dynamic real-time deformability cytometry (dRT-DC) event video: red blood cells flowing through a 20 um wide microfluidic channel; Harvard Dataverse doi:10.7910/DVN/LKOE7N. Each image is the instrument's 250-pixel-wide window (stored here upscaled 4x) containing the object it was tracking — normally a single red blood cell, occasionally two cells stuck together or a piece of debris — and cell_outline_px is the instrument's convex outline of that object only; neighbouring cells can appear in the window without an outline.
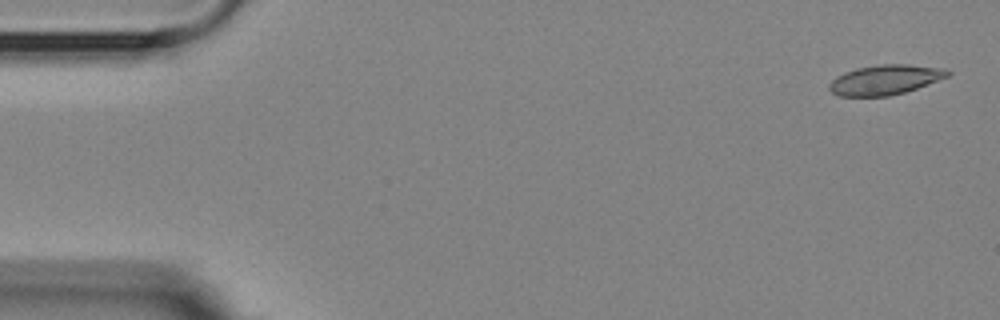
{"species": "Egyptian fruit bat (a non-hibernating species)", "species_latin": "Rousettus aegyptiacus", "temperature_condition": "room temperature", "stored_images_in_passage": 4, "camera_frame_rate_fps": 3000, "um_per_image_px": 0.085, "animal": {"sex": "female"}, "frame": {"image": 1, "passage_image": 1, "time_ms": 0.0, "image_size_px": [1000, 320], "cell_outline_px": [[952, 72], [948, 76], [916, 88], [904, 92], [888, 96], [840, 96], [832, 92], [828, 88], [828, 84], [836, 76], [844, 72], [856, 68], [880, 64], [908, 64], [944, 68]], "centroid_in_image_um": [75.21, 6.77], "position_along_channel_um": 9.8, "area_um2": 20.52}}